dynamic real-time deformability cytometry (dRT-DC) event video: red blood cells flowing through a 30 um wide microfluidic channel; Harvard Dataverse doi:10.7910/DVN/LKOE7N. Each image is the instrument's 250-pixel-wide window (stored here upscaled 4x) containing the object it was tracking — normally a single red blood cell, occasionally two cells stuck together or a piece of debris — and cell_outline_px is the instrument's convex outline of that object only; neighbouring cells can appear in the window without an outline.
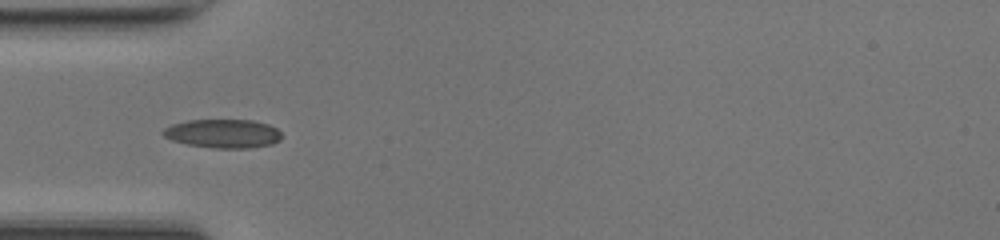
{"species": "common noctule bat (a hibernating species)", "species_latin": "Nyctalus noctula", "temperature_condition": "room temperature", "stored_images_in_passage": 7, "camera_frame_rate_fps": 3000, "um_per_image_px": 0.085, "animal": {"sex": "female", "body_mass_g": 17.0, "forearm_length_mm": 48.0}, "frame": {"image": 1, "passage_image": 3, "time_ms": 0.667, "image_size_px": [1000, 240], "cell_outline_px": [[280, 140], [272, 144], [248, 148], [212, 148], [188, 144], [172, 140], [164, 136], [160, 132], [164, 128], [172, 124], [188, 120], [252, 120], [268, 124], [276, 128], [280, 132]], "centroid_in_image_um": [18.94, 11.35], "position_along_channel_um": 66.1, "area_um2": 19.83}}